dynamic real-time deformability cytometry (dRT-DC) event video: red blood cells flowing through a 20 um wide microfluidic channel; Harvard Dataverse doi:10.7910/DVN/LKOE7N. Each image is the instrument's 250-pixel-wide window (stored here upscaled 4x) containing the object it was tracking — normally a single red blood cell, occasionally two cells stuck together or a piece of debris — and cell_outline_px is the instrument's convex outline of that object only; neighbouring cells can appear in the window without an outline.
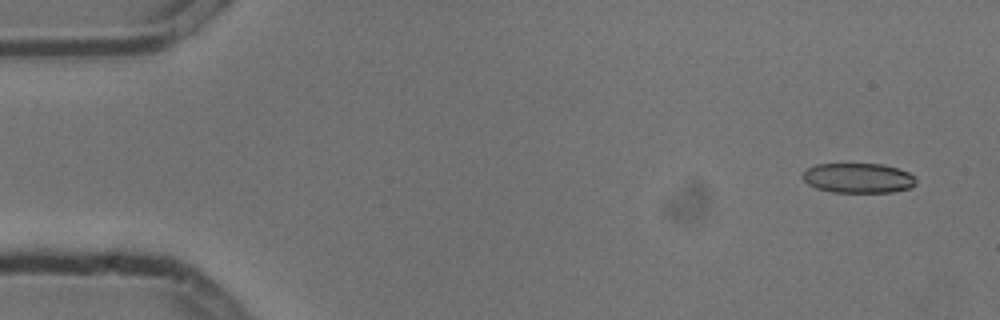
{"species": "common noctule bat (a hibernating species)", "species_latin": "Nyctalus noctula", "temperature_condition": "cold", "stored_images_in_passage": 6, "camera_frame_rate_fps": 3000, "um_per_image_px": 0.085, "animal": {"sex": "male", "body_mass_g": 13.3}, "frame": {"image": 1, "passage_image": 1, "time_ms": 0.0, "image_size_px": [1000, 320], "cell_outline_px": [[916, 184], [912, 188], [892, 192], [832, 192], [816, 188], [808, 184], [800, 176], [808, 168], [816, 164], [880, 164], [896, 168], [908, 172], [916, 176]], "centroid_in_image_um": [72.96, 15.14], "position_along_channel_um": 12.0, "area_um2": 19.83}}
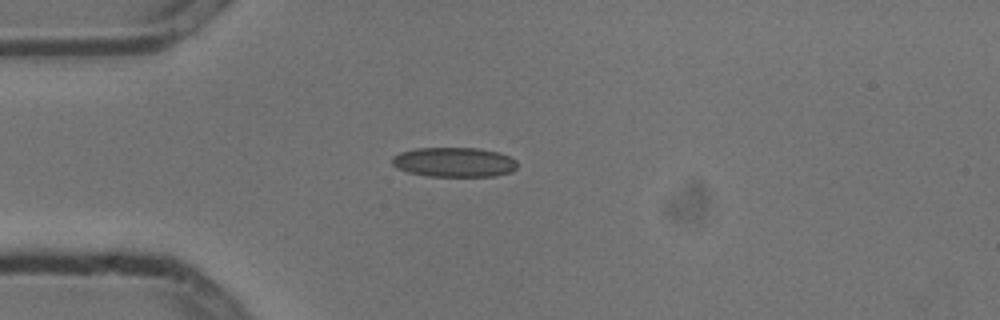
{"frame": {"image": 2, "passage_image": 4, "time_ms": 1.0, "image_size_px": [1000, 320], "cell_outline_px": [[516, 168], [512, 172], [492, 176], [428, 176], [408, 172], [396, 168], [392, 164], [392, 156], [400, 152], [416, 148], [476, 148], [496, 152], [508, 156], [516, 160]], "centroid_in_image_um": [38.56, 13.78], "position_along_channel_um": 46.4, "area_um2": 21.56}}
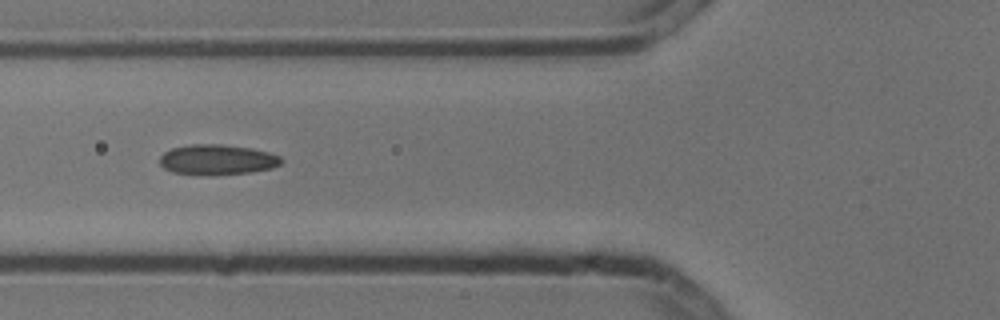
{"frame": {"image": 3, "passage_image": 6, "time_ms": 1.667, "image_size_px": [1000, 320], "cell_outline_px": [[284, 160], [280, 164], [272, 168], [252, 172], [208, 176], [200, 176], [172, 172], [164, 168], [160, 164], [160, 156], [164, 152], [172, 148], [188, 144], [220, 144], [252, 148], [268, 152], [280, 156]], "centroid_in_image_um": [18.45, 13.58], "position_along_channel_um": 107.3, "area_um2": 21.85}}